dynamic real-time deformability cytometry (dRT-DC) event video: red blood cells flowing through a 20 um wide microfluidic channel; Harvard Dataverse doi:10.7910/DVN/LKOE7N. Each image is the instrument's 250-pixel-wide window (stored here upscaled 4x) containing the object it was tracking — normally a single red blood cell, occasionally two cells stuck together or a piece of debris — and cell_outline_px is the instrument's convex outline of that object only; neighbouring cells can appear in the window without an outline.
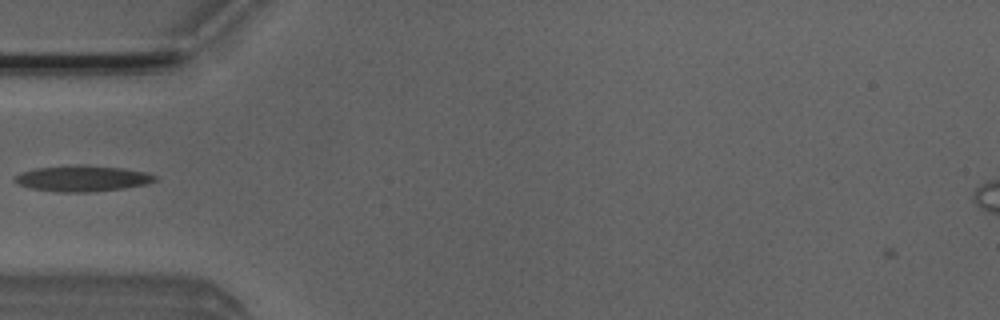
{"species": "Egyptian fruit bat (a non-hibernating species)", "species_latin": "Rousettus aegyptiacus", "temperature_condition": "room temperature", "stored_images_in_passage": 35, "camera_frame_rate_fps": 3000, "um_per_image_px": 0.085, "animal": {"sex": "male"}, "frame": {"image": 1, "passage_image": 1, "time_ms": 0.0, "image_size_px": [1000, 320], "cell_outline_px": [[160, 180], [148, 184], [124, 188], [88, 192], [56, 192], [28, 188], [12, 180], [20, 172], [36, 168], [76, 164], [84, 164], [124, 168], [148, 172], [156, 176]], "centroid_in_image_um": [7.04, 15.16], "position_along_channel_um": 78.0, "area_um2": 21.62}}
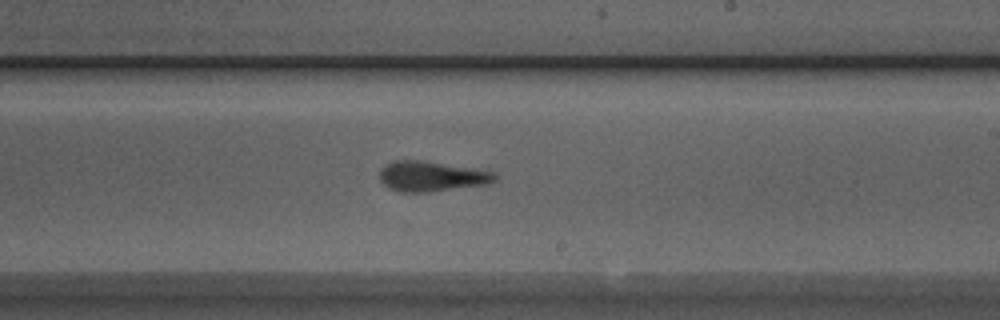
{"frame": {"image": 2, "passage_image": 14, "time_ms": 4.333, "image_size_px": [1000, 320], "cell_outline_px": [[496, 180], [488, 184], [428, 192], [400, 192], [388, 188], [380, 180], [380, 168], [384, 164], [392, 160], [420, 160], [472, 168], [496, 172]], "centroid_in_image_um": [36.64, 14.98], "position_along_channel_um": 252.4, "area_um2": 20.35}}
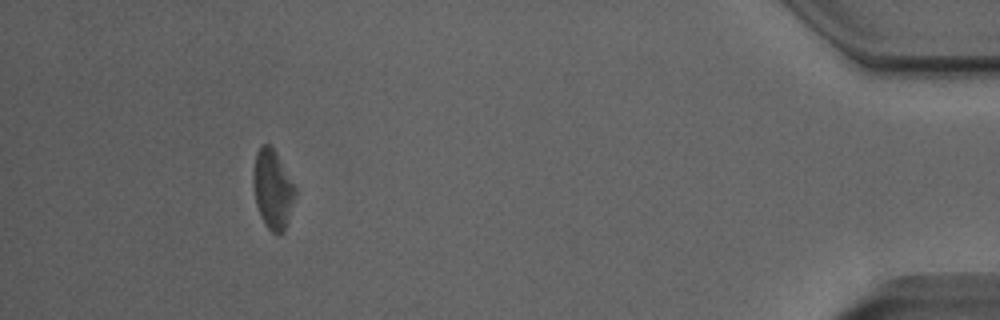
{"frame": {"image": 3, "passage_image": 31, "time_ms": 10.0, "image_size_px": [1000, 320], "cell_outline_px": [[296, 192], [284, 232], [272, 232], [264, 224], [260, 216], [256, 204], [252, 184], [252, 176], [256, 152], [264, 144], [268, 144], [276, 152], [296, 188]], "centroid_in_image_um": [23.15, 16.08], "position_along_channel_um": 412.0, "area_um2": 19.13}}